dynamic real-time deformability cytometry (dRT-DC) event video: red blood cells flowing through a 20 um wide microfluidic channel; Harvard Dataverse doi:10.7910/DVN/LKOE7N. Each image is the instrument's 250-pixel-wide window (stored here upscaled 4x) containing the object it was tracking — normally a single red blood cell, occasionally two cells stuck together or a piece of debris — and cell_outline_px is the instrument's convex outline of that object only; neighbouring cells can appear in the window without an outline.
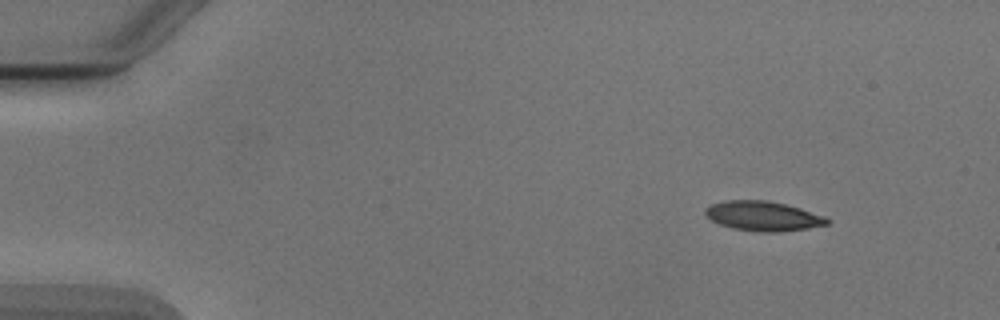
{"species": "Egyptian fruit bat (a non-hibernating species)", "species_latin": "Rousettus aegyptiacus", "temperature_condition": "cold", "stored_images_in_passage": 5, "camera_frame_rate_fps": 3000, "um_per_image_px": 0.085, "animal": {"sex": "male"}, "frame": {"image": 1, "passage_image": 1, "time_ms": 0.0, "image_size_px": [1000, 320], "cell_outline_px": [[832, 220], [828, 224], [808, 228], [780, 232], [760, 232], [732, 228], [720, 224], [712, 220], [704, 212], [704, 208], [712, 204], [728, 200], [768, 200], [800, 208], [824, 216]], "centroid_in_image_um": [64.88, 18.37], "position_along_channel_um": 20.1, "area_um2": 20.98}}
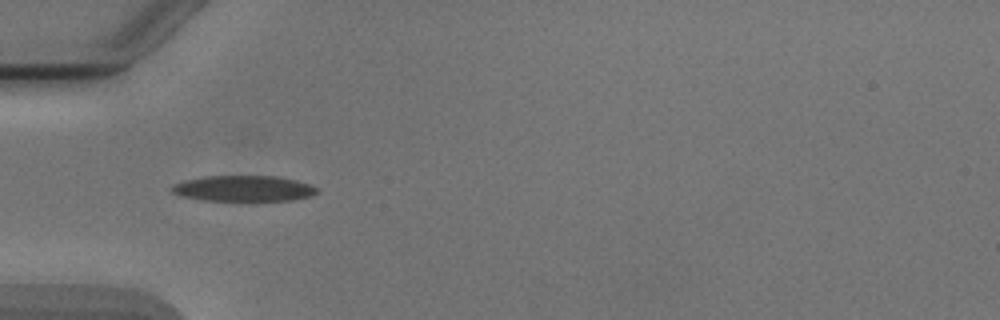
{"frame": {"image": 2, "passage_image": 4, "time_ms": 3.667, "image_size_px": [1000, 320], "cell_outline_px": [[316, 192], [312, 196], [292, 200], [204, 200], [180, 196], [172, 192], [168, 188], [172, 184], [184, 180], [208, 176], [276, 176], [296, 180], [308, 184], [316, 188]], "centroid_in_image_um": [20.64, 16.01], "position_along_channel_um": 64.4, "area_um2": 21.68}}
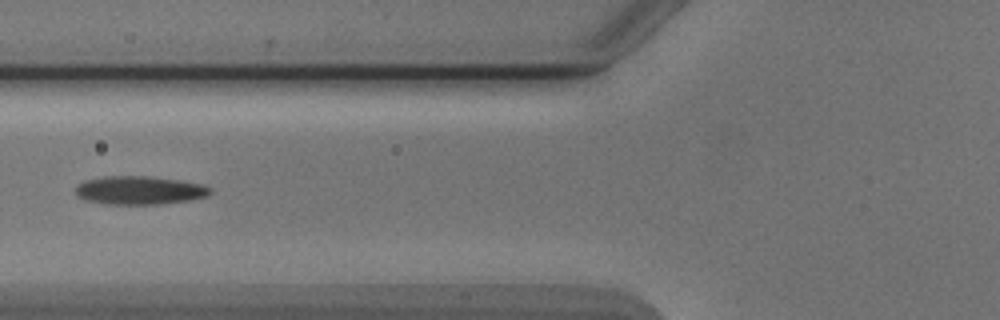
{"frame": {"image": 3, "passage_image": 5, "time_ms": 5.0, "image_size_px": [1000, 320], "cell_outline_px": [[212, 192], [208, 196], [192, 200], [160, 204], [104, 204], [84, 200], [76, 196], [76, 184], [84, 180], [104, 176], [148, 176], [180, 180], [204, 184], [212, 188]], "centroid_in_image_um": [11.86, 16.17], "position_along_channel_um": 113.9, "area_um2": 22.72}}